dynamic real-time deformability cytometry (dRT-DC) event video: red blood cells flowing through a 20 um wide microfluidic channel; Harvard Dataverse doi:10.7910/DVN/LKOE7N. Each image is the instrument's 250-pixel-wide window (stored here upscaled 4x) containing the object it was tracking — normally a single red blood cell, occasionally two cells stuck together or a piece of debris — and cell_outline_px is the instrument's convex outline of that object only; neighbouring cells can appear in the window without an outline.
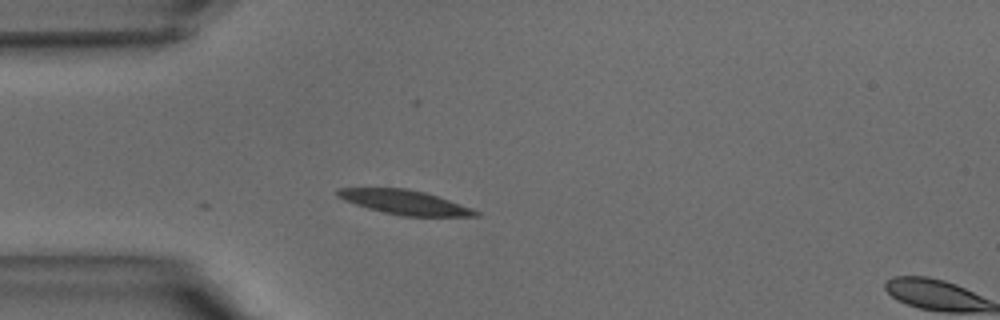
{"species": "common noctule bat (a hibernating species)", "species_latin": "Nyctalus noctula", "temperature_condition": "warm", "stored_images_in_passage": 8, "camera_frame_rate_fps": 3000, "um_per_image_px": 0.085, "animal": {"sex": "male", "body_mass_g": 15.6}, "frame": {"image": 1, "passage_image": 8, "time_ms": 2.333, "image_size_px": [1000, 320], "cell_outline_px": [[480, 216], [400, 216], [368, 208], [344, 200], [336, 196], [336, 188], [408, 188], [424, 192], [472, 208], [480, 212]], "centroid_in_image_um": [34.38, 17.19], "position_along_channel_um": 50.6, "area_um2": 19.42}}